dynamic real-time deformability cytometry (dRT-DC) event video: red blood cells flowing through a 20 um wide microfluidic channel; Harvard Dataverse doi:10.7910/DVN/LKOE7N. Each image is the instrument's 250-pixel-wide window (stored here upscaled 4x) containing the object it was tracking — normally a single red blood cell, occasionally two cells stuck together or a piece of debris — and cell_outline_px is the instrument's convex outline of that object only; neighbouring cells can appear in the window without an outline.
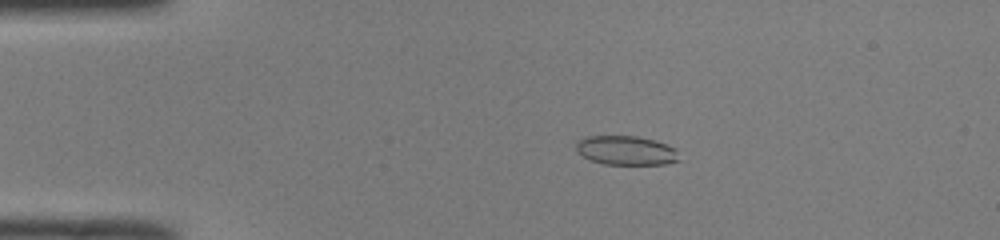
{"species": "common noctule bat (a hibernating species)", "species_latin": "Nyctalus noctula", "temperature_condition": "room temperature", "stored_images_in_passage": 50, "camera_frame_rate_fps": 3000, "um_per_image_px": 0.085, "animal": {"sex": "male", "body_mass_g": 19.0, "forearm_length_mm": 50.8}, "frame": {"image": 1, "passage_image": 10, "time_ms": 3.0, "image_size_px": [1000, 240], "cell_outline_px": [[680, 160], [664, 164], [604, 164], [592, 160], [576, 152], [576, 140], [584, 136], [636, 136], [652, 140], [676, 148]], "centroid_in_image_um": [53.18, 12.78], "position_along_channel_um": 31.8, "area_um2": 17.46}}
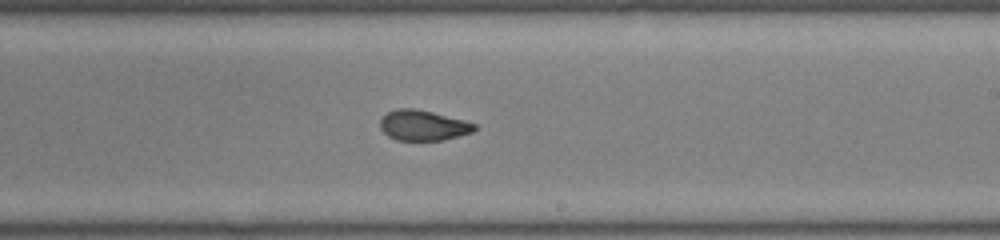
{"frame": {"image": 2, "passage_image": 30, "time_ms": 9.667, "image_size_px": [1000, 240], "cell_outline_px": [[476, 128], [472, 132], [444, 140], [396, 140], [388, 136], [380, 128], [380, 120], [388, 112], [396, 108], [416, 108], [464, 120], [476, 124]], "centroid_in_image_um": [35.95, 10.65], "position_along_channel_um": 253.1, "area_um2": 16.65}}
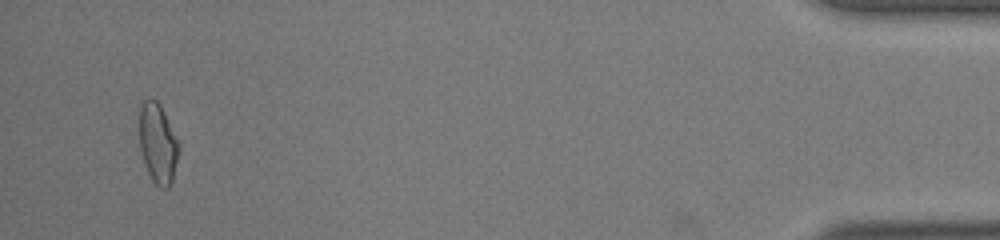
{"frame": {"image": 3, "passage_image": 48, "time_ms": 15.667, "image_size_px": [1000, 240], "cell_outline_px": [[180, 148], [172, 180], [168, 188], [164, 188], [156, 184], [152, 180], [144, 164], [140, 148], [140, 104], [144, 100], [156, 100], [160, 104], [180, 144]], "centroid_in_image_um": [13.42, 12.19], "position_along_channel_um": 421.8, "area_um2": 18.21}, "authors_computed_cell_mechanics": {"area_um2": 17.7157, "velocity_mm_per_s": 4.0993, "shape_relaxation_time_tau1_ms": 8.86, "shape_relaxation_time_tau2_ms": 1.6241, "deformation_change_tau1": 0.2618, "deformation_change_tau2": 0.0767}}